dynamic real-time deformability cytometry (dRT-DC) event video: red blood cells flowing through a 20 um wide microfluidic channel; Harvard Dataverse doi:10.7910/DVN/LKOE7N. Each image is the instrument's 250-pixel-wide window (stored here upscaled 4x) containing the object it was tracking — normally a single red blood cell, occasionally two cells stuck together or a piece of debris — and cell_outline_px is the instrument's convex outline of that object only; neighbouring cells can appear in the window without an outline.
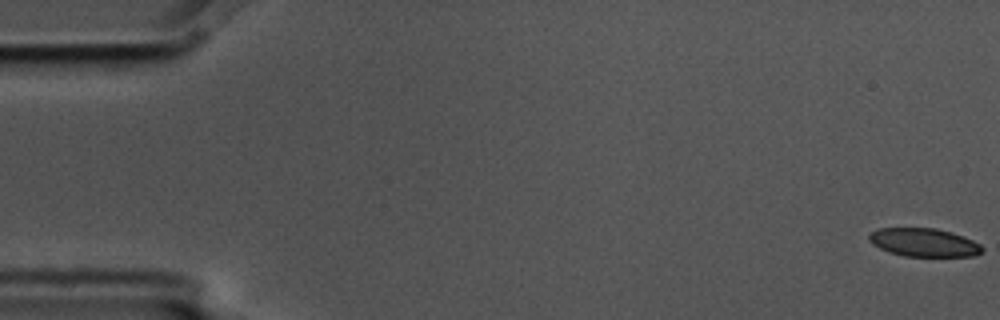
{"species": "common noctule bat (a hibernating species)", "species_latin": "Nyctalus noctula", "temperature_condition": "cold", "stored_images_in_passage": 6, "camera_frame_rate_fps": 3000, "um_per_image_px": 0.085, "animal": {"sex": "male", "body_mass_g": 17.5, "forearm_length_mm": 52.3}, "frame": {"image": 1, "passage_image": 1, "time_ms": 0.0, "image_size_px": [1000, 320], "cell_outline_px": [[984, 252], [972, 256], [904, 256], [888, 252], [872, 244], [868, 240], [868, 236], [872, 232], [880, 228], [936, 228], [952, 232], [964, 236], [980, 244], [984, 248]], "centroid_in_image_um": [78.55, 20.61], "position_along_channel_um": 6.5, "area_um2": 18.79}}
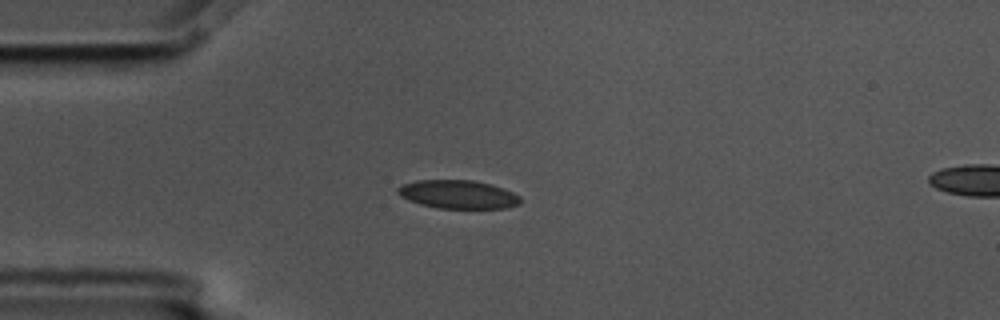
{"frame": {"image": 2, "passage_image": 5, "time_ms": 1.333, "image_size_px": [1000, 320], "cell_outline_px": [[520, 204], [504, 208], [436, 208], [420, 204], [408, 200], [400, 196], [396, 192], [396, 188], [400, 184], [416, 180], [472, 180], [488, 184], [512, 192], [520, 196]], "centroid_in_image_um": [38.86, 16.52], "position_along_channel_um": 46.1, "area_um2": 20.29}}